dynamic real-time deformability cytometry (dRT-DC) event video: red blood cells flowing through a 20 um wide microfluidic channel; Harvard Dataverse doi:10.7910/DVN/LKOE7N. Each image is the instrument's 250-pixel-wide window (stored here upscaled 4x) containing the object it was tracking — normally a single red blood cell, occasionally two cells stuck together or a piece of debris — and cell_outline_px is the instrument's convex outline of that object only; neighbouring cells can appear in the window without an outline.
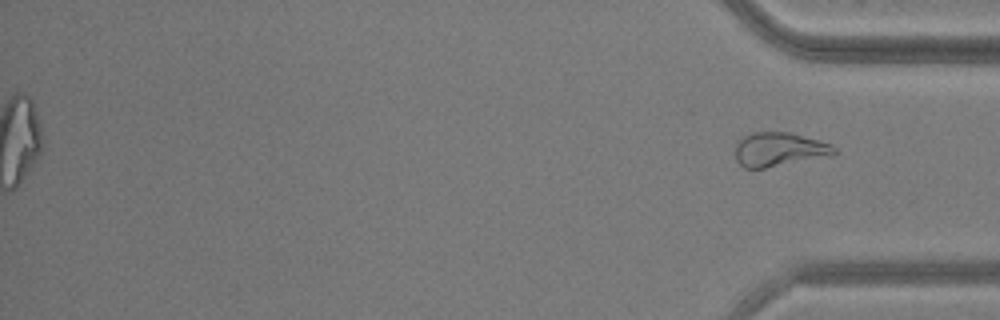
{"species": "common noctule bat (a hibernating species)", "species_latin": "Nyctalus noctula", "temperature_condition": "warm", "stored_images_in_passage": 48, "segment_of_instrument_passage": [2, 2], "camera_frame_rate_fps": 3000, "um_per_image_px": 0.085, "animal": {"sex": "male", "body_mass_g": 20.5, "forearm_length_mm": 52.5}, "frame": {"image": 1, "passage_image": 48, "time_ms": 15.667, "image_size_px": [1000, 320], "cell_outline_px": [[836, 152], [832, 156], [764, 168], [744, 168], [736, 160], [736, 140], [744, 136], [756, 132], [788, 132], [832, 144], [836, 148]], "centroid_in_image_um": [66.23, 12.71], "position_along_channel_um": 369.0, "area_um2": 19.59}}